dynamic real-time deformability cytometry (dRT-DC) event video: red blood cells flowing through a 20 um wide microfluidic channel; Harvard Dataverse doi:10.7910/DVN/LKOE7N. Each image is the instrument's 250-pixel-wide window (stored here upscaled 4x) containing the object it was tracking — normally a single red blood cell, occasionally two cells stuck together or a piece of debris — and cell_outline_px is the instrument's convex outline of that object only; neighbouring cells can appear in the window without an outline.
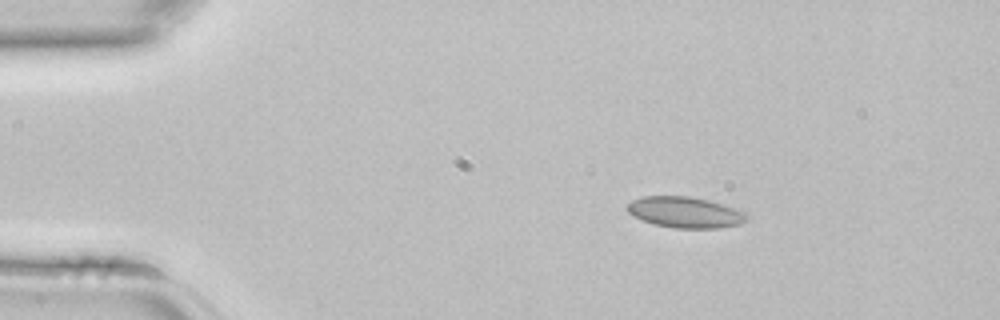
{"species": "common noctule bat (a hibernating species)", "species_latin": "Nyctalus noctula", "temperature_condition": "room temperature", "stored_images_in_passage": 3, "camera_frame_rate_fps": 3000, "um_per_image_px": 0.085, "animal": {"sex": "female", "body_mass_g": 22.7, "forearm_length_mm": 54.2}, "frame": {"image": 1, "passage_image": 2, "time_ms": 0.333, "image_size_px": [1000, 320], "cell_outline_px": [[748, 216], [740, 224], [716, 228], [676, 228], [652, 224], [628, 212], [624, 208], [632, 200], [640, 196], [688, 196], [708, 200], [748, 212]], "centroid_in_image_um": [58.22, 18.04], "position_along_channel_um": 26.8, "area_um2": 21.5}}